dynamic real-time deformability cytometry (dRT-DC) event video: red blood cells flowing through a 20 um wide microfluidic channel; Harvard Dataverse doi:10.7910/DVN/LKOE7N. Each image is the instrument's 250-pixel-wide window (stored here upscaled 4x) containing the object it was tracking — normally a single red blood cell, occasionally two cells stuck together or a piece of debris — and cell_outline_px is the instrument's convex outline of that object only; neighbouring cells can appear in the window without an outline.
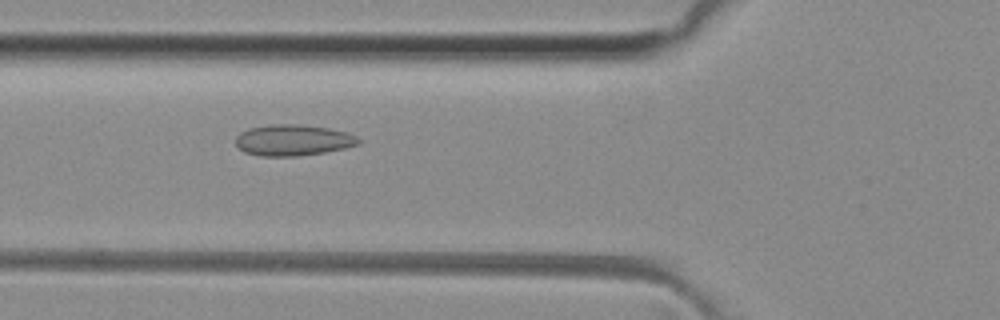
{"species": "common noctule bat (a hibernating species)", "species_latin": "Nyctalus noctula", "temperature_condition": "room temperature", "stored_images_in_passage": 50, "camera_frame_rate_fps": 3000, "um_per_image_px": 0.085, "animal": {"sex": "female", "body_mass_g": 29.2, "forearm_length_mm": 56.3}, "frame": {"image": 1, "passage_image": 18, "time_ms": 5.667, "image_size_px": [1000, 320], "cell_outline_px": [[360, 144], [344, 148], [324, 152], [296, 156], [260, 156], [244, 152], [236, 144], [236, 136], [240, 132], [248, 128], [272, 124], [296, 124], [328, 128], [348, 132], [356, 136], [360, 140]], "centroid_in_image_um": [24.9, 11.91], "position_along_channel_um": 100.9, "area_um2": 22.25}}
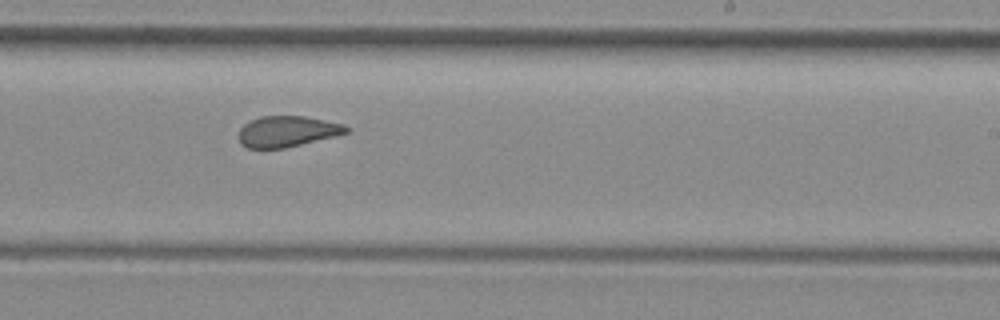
{"frame": {"image": 2, "passage_image": 30, "time_ms": 9.667, "image_size_px": [1000, 320], "cell_outline_px": [[352, 128], [348, 132], [284, 148], [248, 148], [240, 144], [236, 136], [240, 128], [244, 124], [260, 116], [304, 116], [344, 124]], "centroid_in_image_um": [24.36, 11.16], "position_along_channel_um": 264.6, "area_um2": 19.31}}
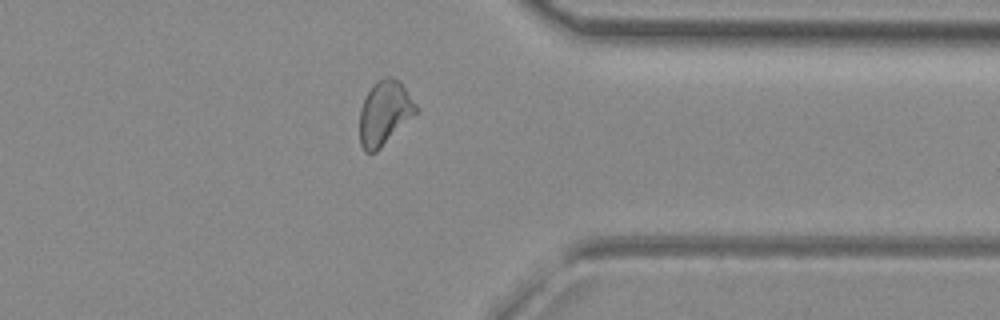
{"frame": {"image": 3, "passage_image": 39, "time_ms": 12.667, "image_size_px": [1000, 320], "cell_outline_px": [[420, 108], [376, 152], [364, 152], [360, 144], [360, 108], [372, 84], [376, 80], [388, 76], [392, 76], [400, 80]], "centroid_in_image_um": [32.68, 9.55], "position_along_channel_um": 378.7, "area_um2": 21.04}, "authors_computed_cell_mechanics": {"area_um2": 21.386, "velocity_mm_per_s": 4.1046, "shape_relaxation_time_tau1_ms": null, "shape_relaxation_time_tau2_ms": 1.7375, "deformation_change_tau1": null, "deformation_change_tau2": 0.0826}}